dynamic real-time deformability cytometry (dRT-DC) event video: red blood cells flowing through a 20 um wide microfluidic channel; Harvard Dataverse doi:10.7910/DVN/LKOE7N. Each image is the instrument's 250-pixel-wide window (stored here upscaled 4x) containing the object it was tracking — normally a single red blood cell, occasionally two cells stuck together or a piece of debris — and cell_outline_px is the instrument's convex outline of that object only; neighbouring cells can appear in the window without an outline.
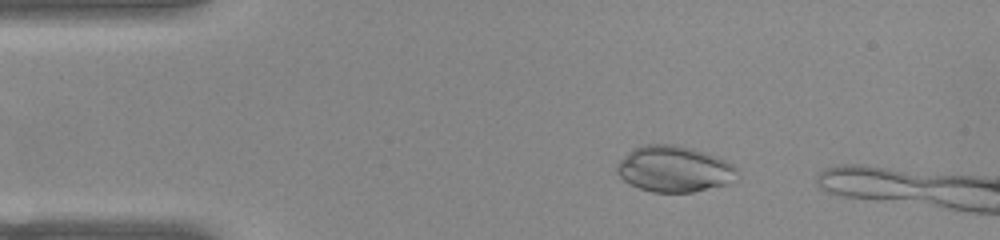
{"species": "common noctule bat (a hibernating species)", "species_latin": "Nyctalus noctula", "temperature_condition": "warm", "stored_images_in_passage": 13, "camera_frame_rate_fps": 3000, "um_per_image_px": 0.085, "animal": {"sex": "female", "body_mass_g": 22.0, "forearm_length_mm": 56.7}, "frame": {"image": 1, "passage_image": 8, "time_ms": 2.333, "image_size_px": [1000, 240], "cell_outline_px": [[740, 172], [724, 184], [692, 192], [652, 192], [640, 188], [624, 180], [616, 172], [616, 164], [632, 148], [648, 144], [672, 144], [692, 148], [716, 156], [732, 164]], "centroid_in_image_um": [57.26, 14.35], "position_along_channel_um": 27.7, "area_um2": 31.91}}